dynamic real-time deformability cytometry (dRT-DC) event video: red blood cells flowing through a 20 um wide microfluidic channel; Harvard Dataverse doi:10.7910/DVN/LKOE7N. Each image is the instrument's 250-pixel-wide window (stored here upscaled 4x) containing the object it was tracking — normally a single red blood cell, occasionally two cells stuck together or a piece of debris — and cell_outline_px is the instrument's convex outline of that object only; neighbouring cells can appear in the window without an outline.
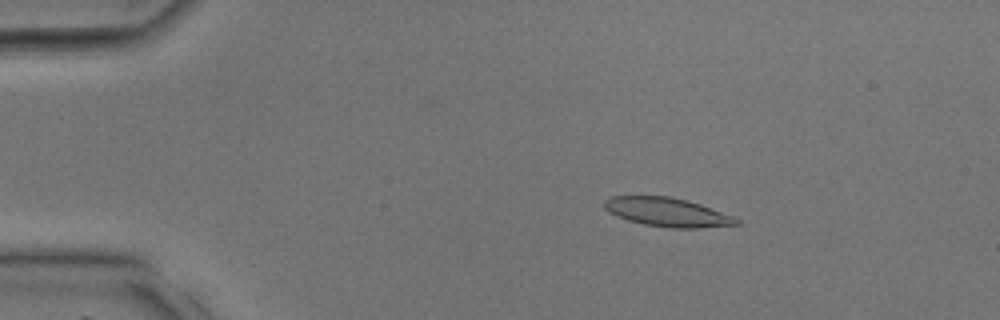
{"species": "common noctule bat (a hibernating species)", "species_latin": "Nyctalus noctula", "temperature_condition": "room temperature", "stored_images_in_passage": 37, "camera_frame_rate_fps": 3000, "um_per_image_px": 0.085, "animal": {"sex": "male", "body_mass_g": 17.9, "forearm_length_mm": 54.2}, "frame": {"image": 1, "passage_image": 6, "time_ms": 1.667, "image_size_px": [1000, 320], "cell_outline_px": [[740, 224], [696, 228], [668, 228], [644, 224], [628, 220], [616, 216], [608, 212], [604, 208], [604, 200], [612, 196], [668, 196], [688, 200], [700, 204], [732, 216], [740, 220]], "centroid_in_image_um": [56.69, 18.03], "position_along_channel_um": 28.3, "area_um2": 22.14}}
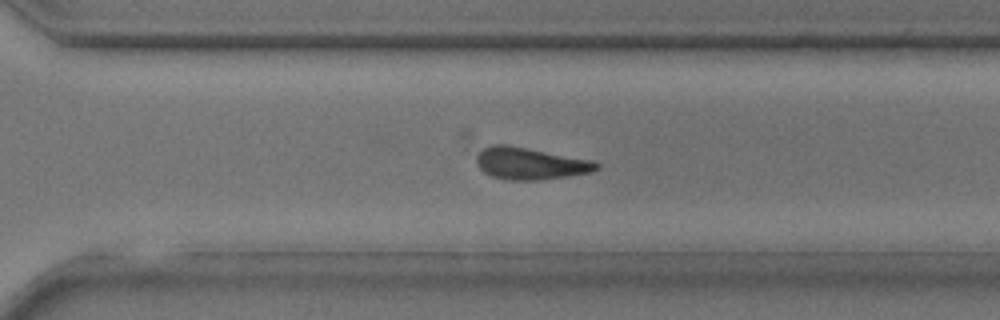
{"frame": {"image": 2, "passage_image": 26, "time_ms": 8.333, "image_size_px": [1000, 320], "cell_outline_px": [[600, 168], [592, 172], [568, 176], [536, 180], [512, 180], [492, 176], [484, 172], [476, 164], [476, 156], [484, 148], [492, 144], [504, 144], [528, 148], [592, 160], [600, 164]], "centroid_in_image_um": [45.08, 13.89], "position_along_channel_um": 325.5, "area_um2": 22.25}}
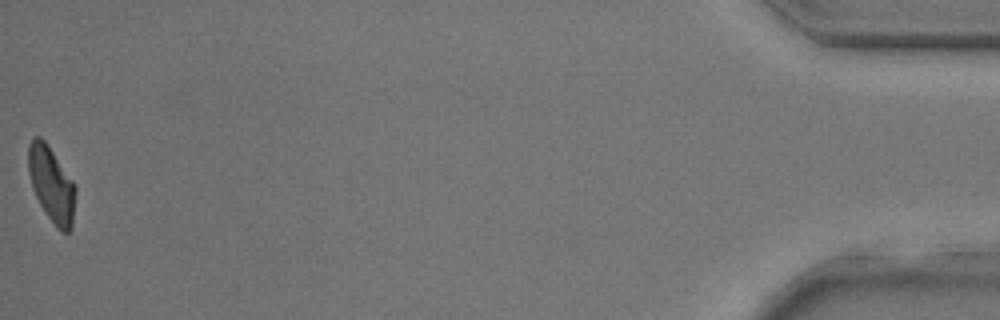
{"frame": {"image": 3, "passage_image": 37, "time_ms": 12.0, "image_size_px": [1000, 320], "cell_outline_px": [[76, 192], [72, 228], [68, 232], [60, 232], [56, 228], [44, 212], [32, 188], [28, 172], [28, 144], [32, 136], [40, 136], [44, 140], [72, 180], [76, 188]], "centroid_in_image_um": [4.36, 15.69], "position_along_channel_um": 430.8, "area_um2": 20.81}}